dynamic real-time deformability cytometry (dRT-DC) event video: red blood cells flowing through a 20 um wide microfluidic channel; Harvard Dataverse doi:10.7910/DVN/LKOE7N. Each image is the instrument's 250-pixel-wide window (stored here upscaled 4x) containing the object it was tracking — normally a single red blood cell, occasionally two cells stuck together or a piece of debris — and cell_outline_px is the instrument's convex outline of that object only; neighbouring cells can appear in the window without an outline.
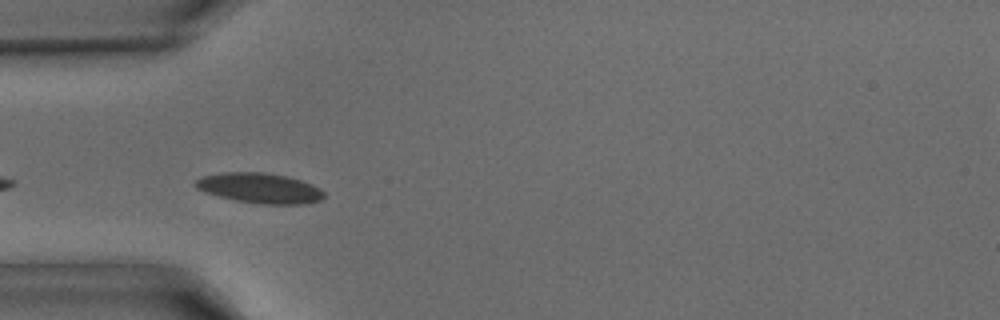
{"species": "common noctule bat (a hibernating species)", "species_latin": "Nyctalus noctula", "temperature_condition": "warm", "stored_images_in_passage": 4, "camera_frame_rate_fps": 3000, "um_per_image_px": 0.085, "animal": {"sex": "male", "body_mass_g": 15.6}, "frame": {"image": 1, "passage_image": 2, "time_ms": 0.333, "image_size_px": [1000, 320], "cell_outline_px": [[324, 196], [320, 200], [308, 204], [260, 204], [236, 200], [204, 192], [196, 188], [192, 184], [200, 176], [220, 172], [264, 172], [288, 176], [312, 184], [320, 188], [324, 192]], "centroid_in_image_um": [22.06, 15.98], "position_along_channel_um": 62.9, "area_um2": 22.83}}